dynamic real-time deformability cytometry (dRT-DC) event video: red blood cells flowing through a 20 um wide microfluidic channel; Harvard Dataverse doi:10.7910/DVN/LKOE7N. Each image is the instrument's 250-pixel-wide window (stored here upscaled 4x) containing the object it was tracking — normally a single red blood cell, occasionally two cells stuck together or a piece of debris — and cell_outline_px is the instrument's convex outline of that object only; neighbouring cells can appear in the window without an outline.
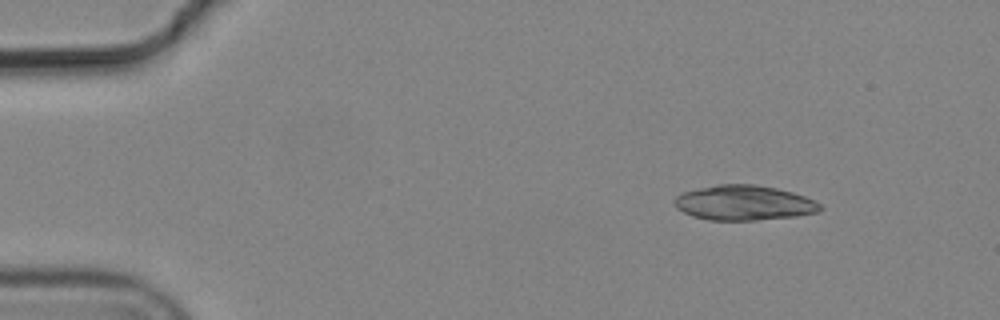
{"species": "common noctule bat (a hibernating species)", "species_latin": "Nyctalus noctula", "temperature_condition": "cold", "stored_images_in_passage": 5, "camera_frame_rate_fps": 3000, "um_per_image_px": 0.085, "animal": {"sex": "male", "body_mass_g": 19.2, "forearm_length_mm": 51.8}, "frame": {"image": 1, "passage_image": 1, "time_ms": 0.0, "image_size_px": [1000, 320], "cell_outline_px": [[824, 208], [820, 212], [796, 216], [756, 220], [708, 220], [692, 216], [676, 208], [672, 200], [676, 196], [684, 192], [700, 188], [720, 184], [756, 184], [776, 188], [792, 192], [804, 196], [820, 204]], "centroid_in_image_um": [63.24, 17.24], "position_along_channel_um": 21.8, "area_um2": 29.71}}